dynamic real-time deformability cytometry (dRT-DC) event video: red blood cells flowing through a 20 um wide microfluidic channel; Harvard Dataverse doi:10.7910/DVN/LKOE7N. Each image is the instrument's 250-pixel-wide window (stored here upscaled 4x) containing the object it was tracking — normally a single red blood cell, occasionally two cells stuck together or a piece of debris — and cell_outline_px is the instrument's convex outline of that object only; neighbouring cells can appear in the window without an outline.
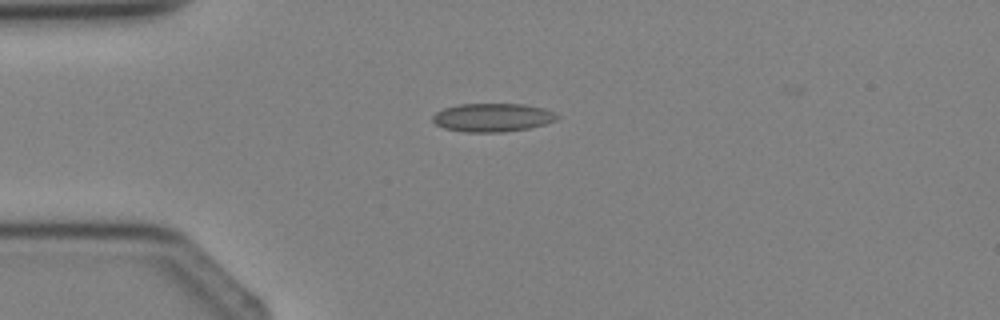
{"species": "Egyptian fruit bat (a non-hibernating species)", "species_latin": "Rousettus aegyptiacus", "temperature_condition": "cold", "stored_images_in_passage": 3, "camera_frame_rate_fps": 3000, "um_per_image_px": 0.085, "animal": {"sex": "female"}, "frame": {"image": 1, "passage_image": 3, "time_ms": 2.333, "image_size_px": [1000, 320], "cell_outline_px": [[560, 116], [556, 120], [544, 124], [528, 128], [504, 132], [464, 132], [444, 128], [436, 124], [432, 120], [432, 116], [436, 112], [444, 108], [460, 104], [524, 104], [544, 108]], "centroid_in_image_um": [41.85, 9.99], "position_along_channel_um": 43.1, "area_um2": 20.58}}